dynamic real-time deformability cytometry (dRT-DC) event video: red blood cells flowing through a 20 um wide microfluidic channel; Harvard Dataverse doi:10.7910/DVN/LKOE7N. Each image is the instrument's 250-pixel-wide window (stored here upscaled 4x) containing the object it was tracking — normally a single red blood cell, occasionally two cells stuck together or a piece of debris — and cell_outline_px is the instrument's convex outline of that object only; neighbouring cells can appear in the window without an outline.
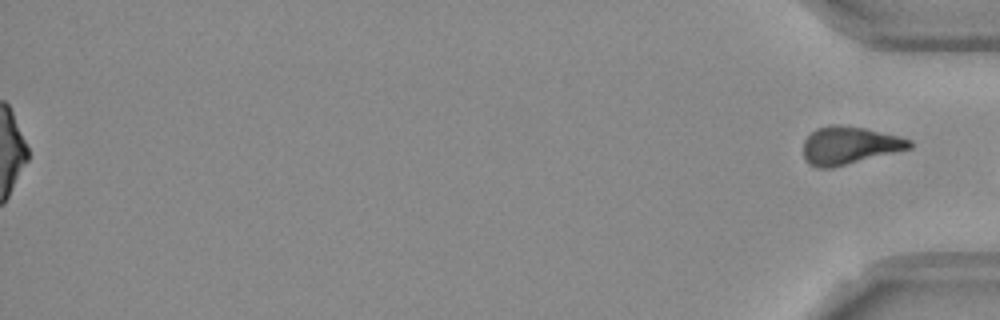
{"species": "Egyptian fruit bat (a non-hibernating species)", "species_latin": "Rousettus aegyptiacus", "temperature_condition": "room temperature", "stored_images_in_passage": 46, "segment_of_instrument_passage": [2, 2], "camera_frame_rate_fps": 3000, "um_per_image_px": 0.085, "frame": {"image": 1, "passage_image": 46, "time_ms": 15.0, "image_size_px": [1000, 320], "cell_outline_px": [[912, 148], [832, 168], [816, 168], [808, 164], [804, 160], [804, 140], [816, 128], [832, 124], [864, 128], [900, 136], [912, 140]], "centroid_in_image_um": [72.19, 12.37], "position_along_channel_um": 363.0, "area_um2": 23.41}}